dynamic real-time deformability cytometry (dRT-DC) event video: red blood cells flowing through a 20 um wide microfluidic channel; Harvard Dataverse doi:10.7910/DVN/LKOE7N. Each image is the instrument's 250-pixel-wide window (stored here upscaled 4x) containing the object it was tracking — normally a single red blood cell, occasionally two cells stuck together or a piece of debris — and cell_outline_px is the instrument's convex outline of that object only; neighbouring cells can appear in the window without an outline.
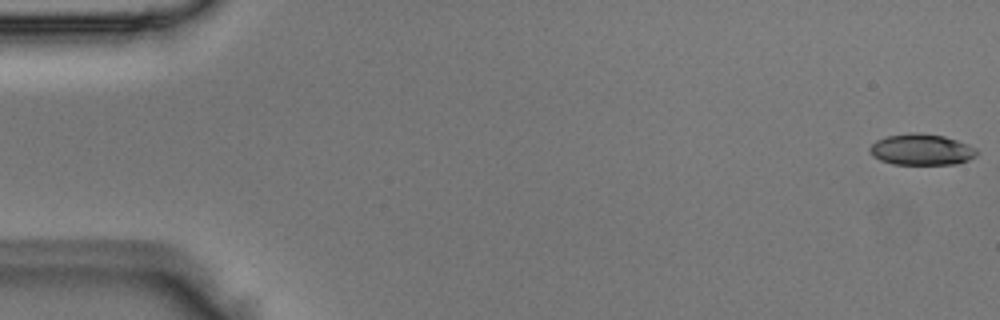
{"species": "Egyptian fruit bat (a non-hibernating species)", "species_latin": "Rousettus aegyptiacus", "temperature_condition": "room temperature", "stored_images_in_passage": 49, "camera_frame_rate_fps": 3000, "um_per_image_px": 0.085, "animal": {"sex": "male"}, "frame": {"image": 1, "passage_image": 1, "time_ms": 0.0, "image_size_px": [1000, 320], "cell_outline_px": [[976, 156], [968, 160], [956, 164], [892, 164], [880, 160], [872, 156], [868, 148], [876, 140], [888, 136], [908, 132], [920, 132], [944, 136], [968, 144], [976, 148]], "centroid_in_image_um": [78.3, 12.71], "position_along_channel_um": 6.7, "area_um2": 19.54}}
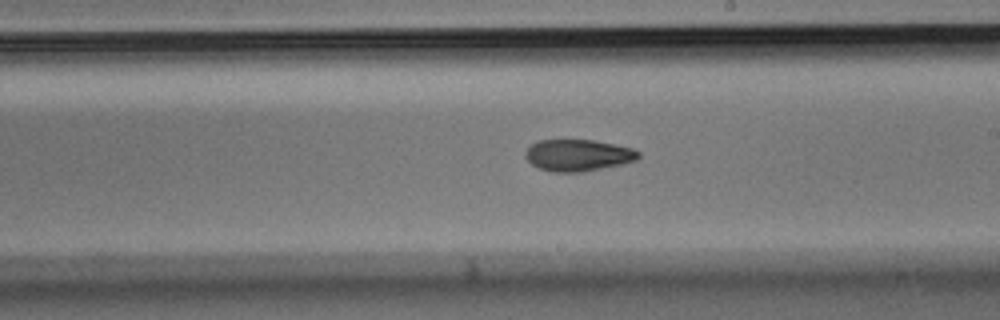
{"frame": {"image": 2, "passage_image": 29, "time_ms": 9.333, "image_size_px": [1000, 320], "cell_outline_px": [[640, 156], [636, 160], [620, 164], [580, 172], [552, 172], [540, 168], [532, 164], [524, 156], [524, 152], [536, 140], [592, 140], [632, 148], [640, 152]], "centroid_in_image_um": [49.1, 13.19], "position_along_channel_um": 239.9, "area_um2": 20.63}}
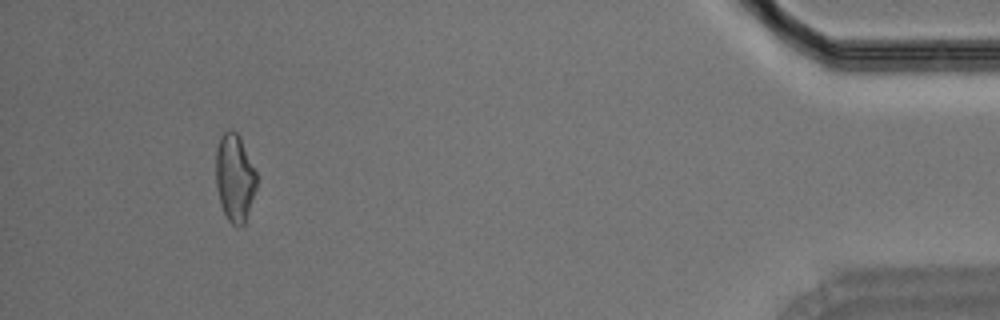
{"frame": {"image": 3, "passage_image": 47, "time_ms": 15.333, "image_size_px": [1000, 320], "cell_outline_px": [[256, 188], [244, 224], [232, 224], [228, 220], [224, 212], [220, 200], [216, 184], [216, 148], [220, 136], [228, 128], [232, 128], [240, 136], [256, 172]], "centroid_in_image_um": [19.94, 15.03], "position_along_channel_um": 415.3, "area_um2": 20.58}}